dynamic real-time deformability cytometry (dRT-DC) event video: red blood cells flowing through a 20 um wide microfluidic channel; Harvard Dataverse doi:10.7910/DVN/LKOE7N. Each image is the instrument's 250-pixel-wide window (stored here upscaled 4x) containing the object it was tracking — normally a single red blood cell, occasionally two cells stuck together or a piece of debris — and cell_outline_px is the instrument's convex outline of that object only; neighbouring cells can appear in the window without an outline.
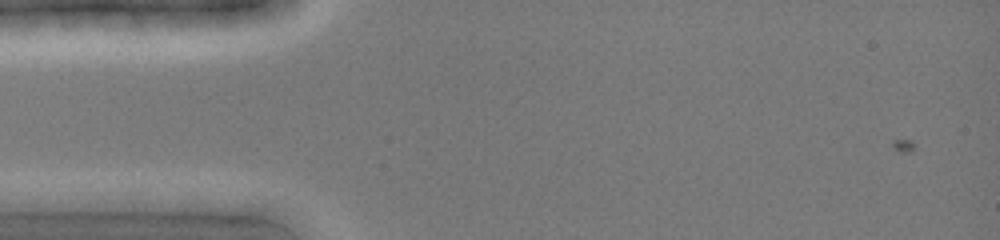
{"species": "common noctule bat (a hibernating species)", "species_latin": "Nyctalus noctula", "temperature_condition": "cold", "stored_images_in_passage": 1, "camera_frame_rate_fps": 3000, "um_per_image_px": 0.085, "animal": {"sex": "female", "body_mass_g": 19.0, "forearm_length_mm": 51.5}, "frame": {"image": 1, "passage_image": 1, "time_ms": 0.0, "image_size_px": [1000, 240], "cell_outline_px": [[160, 200], [88, 212], [24, 200], [68, 192], [140, 192]], "centroid_in_image_um": [7.99, 17.01], "position_along_channel_um": 77.0, "area_um2": 11.91}}